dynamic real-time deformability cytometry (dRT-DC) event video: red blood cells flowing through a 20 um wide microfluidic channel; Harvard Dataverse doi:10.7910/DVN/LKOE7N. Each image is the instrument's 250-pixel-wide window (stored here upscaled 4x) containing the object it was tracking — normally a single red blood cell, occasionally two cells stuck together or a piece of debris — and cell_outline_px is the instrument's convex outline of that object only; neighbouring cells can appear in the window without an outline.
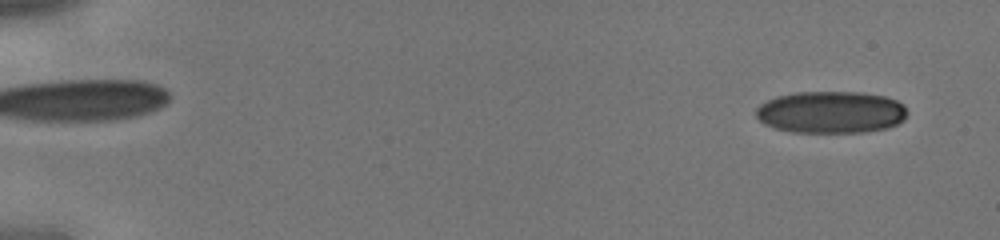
{"species": "human", "species_latin": "Homo sapiens", "temperature_condition": "cold", "stored_images_in_passage": 42, "camera_frame_rate_fps": 3000, "um_per_image_px": 0.085, "donor": {"sex": "male"}, "frame": {"image": 1, "passage_image": 2, "time_ms": 0.333, "image_size_px": [1000, 240], "cell_outline_px": [[908, 112], [904, 120], [888, 128], [864, 132], [792, 132], [772, 128], [764, 124], [756, 116], [756, 108], [760, 104], [776, 96], [796, 92], [860, 92], [884, 96], [896, 100], [904, 104]], "centroid_in_image_um": [70.63, 9.54], "position_along_channel_um": 14.4, "area_um2": 37.34}}
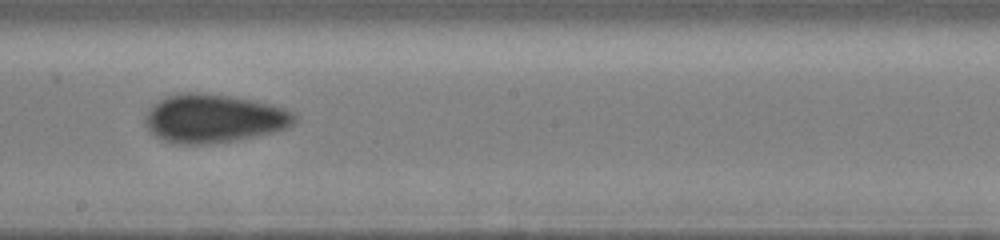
{"frame": {"image": 2, "passage_image": 25, "time_ms": 8.0, "image_size_px": [1000, 240], "cell_outline_px": [[296, 120], [288, 128], [272, 132], [232, 140], [208, 144], [172, 144], [156, 136], [144, 124], [144, 116], [148, 108], [152, 104], [168, 96], [184, 92], [200, 92], [256, 100], [272, 104], [284, 108], [292, 112], [296, 116]], "centroid_in_image_um": [18.13, 10.06], "position_along_channel_um": 230.1, "area_um2": 42.19}}
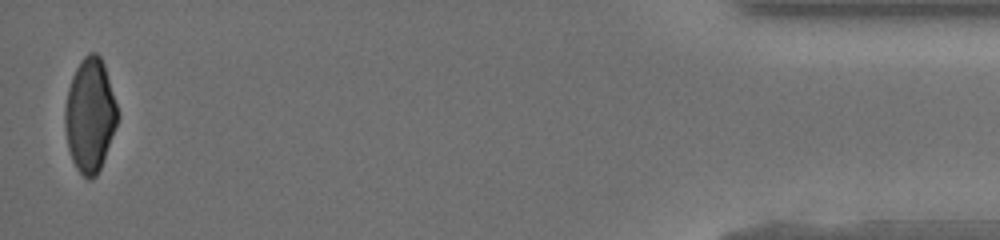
{"frame": {"image": 3, "passage_image": 42, "time_ms": 13.667, "image_size_px": [1000, 240], "cell_outline_px": [[120, 116], [100, 168], [96, 176], [88, 180], [76, 168], [72, 160], [68, 148], [64, 128], [64, 108], [68, 88], [72, 76], [80, 60], [88, 52], [96, 52], [100, 56], [104, 64]], "centroid_in_image_um": [7.63, 9.77], "position_along_channel_um": 427.6, "area_um2": 34.97}}